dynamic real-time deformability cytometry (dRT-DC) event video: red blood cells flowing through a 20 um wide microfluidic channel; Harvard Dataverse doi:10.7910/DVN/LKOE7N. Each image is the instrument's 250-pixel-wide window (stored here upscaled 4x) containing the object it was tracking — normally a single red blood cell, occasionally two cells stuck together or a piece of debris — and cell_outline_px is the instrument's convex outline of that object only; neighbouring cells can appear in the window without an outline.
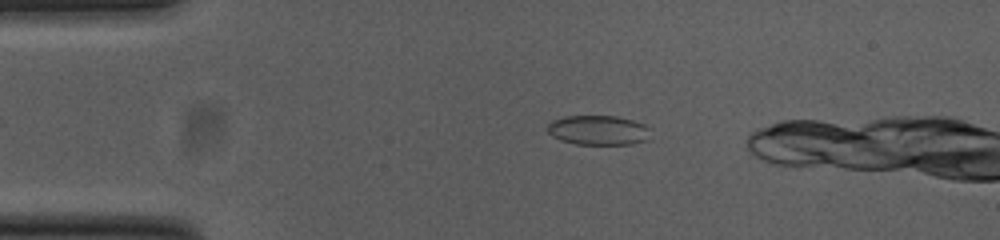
{"species": "common noctule bat (a hibernating species)", "species_latin": "Nyctalus noctula", "temperature_condition": "cold", "stored_images_in_passage": 11, "camera_frame_rate_fps": 3000, "um_per_image_px": 0.085, "animal": {"sex": "female", "body_mass_g": 23.0, "forearm_length_mm": 53.4}, "frame": {"image": 1, "passage_image": 7, "time_ms": 2.0, "image_size_px": [1000, 240], "cell_outline_px": [[648, 140], [632, 144], [576, 144], [560, 140], [552, 136], [548, 132], [548, 124], [552, 120], [564, 116], [616, 116], [632, 120], [644, 124], [648, 128]], "centroid_in_image_um": [50.83, 11.06], "position_along_channel_um": 34.2, "area_um2": 17.74}}